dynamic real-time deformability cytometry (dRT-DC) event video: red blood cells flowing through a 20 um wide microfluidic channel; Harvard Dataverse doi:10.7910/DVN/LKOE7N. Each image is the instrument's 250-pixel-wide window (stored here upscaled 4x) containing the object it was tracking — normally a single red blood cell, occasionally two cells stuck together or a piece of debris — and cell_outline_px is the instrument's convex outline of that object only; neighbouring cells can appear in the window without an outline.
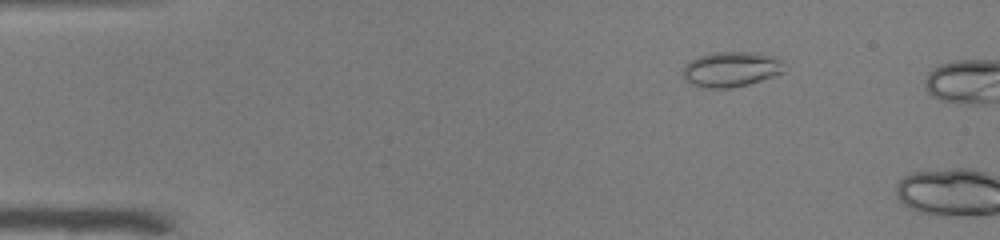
{"species": "common noctule bat (a hibernating species)", "species_latin": "Nyctalus noctula", "temperature_condition": "warm", "stored_images_in_passage": 11, "camera_frame_rate_fps": 3000, "um_per_image_px": 0.085, "animal": {"sex": "male", "body_mass_g": 19.0, "forearm_length_mm": 50.8}, "frame": {"image": 1, "passage_image": 8, "time_ms": 2.333, "image_size_px": [1000, 240], "cell_outline_px": [[784, 72], [748, 84], [732, 88], [700, 88], [684, 80], [684, 68], [692, 60], [700, 56], [716, 52], [756, 52], [776, 56], [784, 60]], "centroid_in_image_um": [62.19, 5.88], "position_along_channel_um": 22.8, "area_um2": 20.81}}